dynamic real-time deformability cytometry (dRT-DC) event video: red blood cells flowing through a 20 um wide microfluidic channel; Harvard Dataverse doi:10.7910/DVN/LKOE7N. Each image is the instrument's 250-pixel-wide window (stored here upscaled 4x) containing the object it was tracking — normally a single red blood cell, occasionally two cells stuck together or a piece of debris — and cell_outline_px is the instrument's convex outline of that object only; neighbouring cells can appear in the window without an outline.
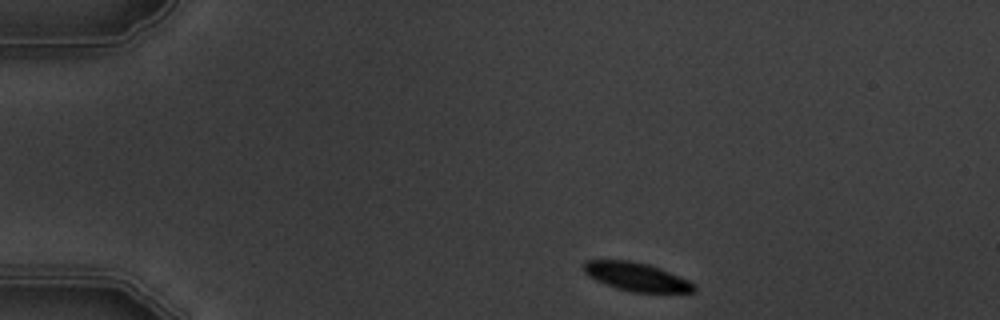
{"species": "common noctule bat (a hibernating species)", "species_latin": "Nyctalus noctula", "temperature_condition": "warm", "stored_images_in_passage": 2, "camera_frame_rate_fps": 3000, "um_per_image_px": 0.085, "animal": {"sex": "male", "body_mass_g": 19.5, "forearm_length_mm": 54.6}, "frame": {"image": 1, "passage_image": 1, "time_ms": 0.0, "image_size_px": [1000, 320], "cell_outline_px": [[696, 292], [632, 292], [616, 288], [596, 280], [588, 276], [584, 272], [584, 260], [632, 260], [648, 264], [660, 268], [688, 280], [696, 288]], "centroid_in_image_um": [54.07, 23.52], "position_along_channel_um": 30.9, "area_um2": 18.21}}